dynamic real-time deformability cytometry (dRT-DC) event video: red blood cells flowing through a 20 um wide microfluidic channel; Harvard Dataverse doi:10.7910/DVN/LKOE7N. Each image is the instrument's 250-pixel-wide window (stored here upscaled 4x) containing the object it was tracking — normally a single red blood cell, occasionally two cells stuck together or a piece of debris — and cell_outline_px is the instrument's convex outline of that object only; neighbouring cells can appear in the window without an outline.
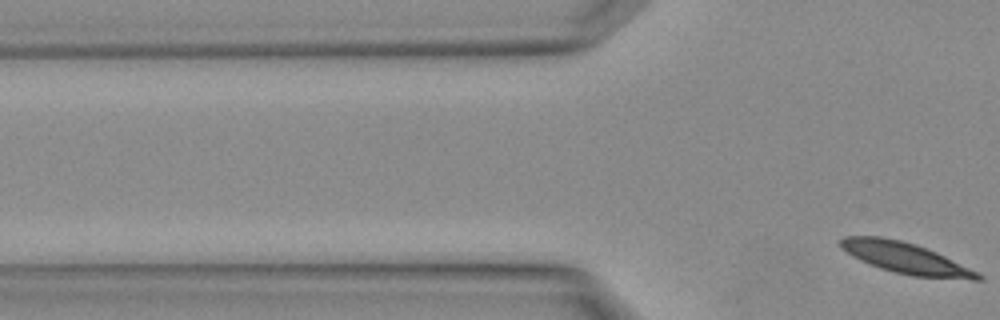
{"species": "Egyptian fruit bat (a non-hibernating species)", "species_latin": "Rousettus aegyptiacus", "temperature_condition": "warm", "stored_images_in_passage": 5, "segment_of_instrument_passage": [3, 3], "camera_frame_rate_fps": 3000, "um_per_image_px": 0.085, "animal": {"sex": "female"}, "frame": {"image": 1, "passage_image": 5, "time_ms": 1.333, "image_size_px": [1000, 320], "cell_outline_px": [[984, 280], [972, 280], [912, 276], [880, 268], [860, 260], [852, 256], [840, 248], [840, 240], [844, 236], [880, 236], [900, 240], [936, 252], [980, 272], [984, 276]], "centroid_in_image_um": [77.01, 21.95], "position_along_channel_um": 48.8, "area_um2": 24.74}}